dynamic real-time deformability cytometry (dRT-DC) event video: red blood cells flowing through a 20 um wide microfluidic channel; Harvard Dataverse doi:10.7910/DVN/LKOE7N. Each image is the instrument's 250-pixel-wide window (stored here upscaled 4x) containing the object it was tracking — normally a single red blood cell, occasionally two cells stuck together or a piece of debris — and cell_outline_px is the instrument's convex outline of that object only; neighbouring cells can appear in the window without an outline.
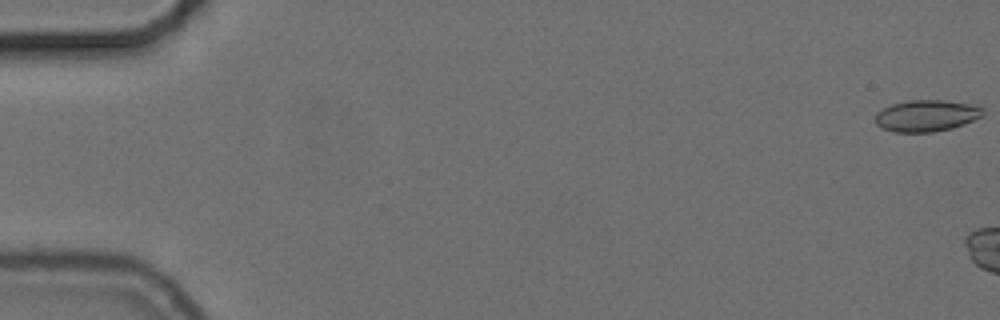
{"species": "common noctule bat (a hibernating species)", "species_latin": "Nyctalus noctula", "temperature_condition": "cold", "stored_images_in_passage": 10, "camera_frame_rate_fps": 3000, "um_per_image_px": 0.085, "animal": {"sex": "female", "body_mass_g": 24.6, "forearm_length_mm": 56.2}, "frame": {"image": 1, "passage_image": 1, "time_ms": 0.0, "image_size_px": [1000, 320], "cell_outline_px": [[980, 116], [964, 124], [952, 128], [932, 132], [892, 132], [876, 124], [876, 112], [892, 104], [908, 100], [944, 100], [968, 104], [980, 108]], "centroid_in_image_um": [78.67, 9.84], "position_along_channel_um": 6.3, "area_um2": 19.36}}